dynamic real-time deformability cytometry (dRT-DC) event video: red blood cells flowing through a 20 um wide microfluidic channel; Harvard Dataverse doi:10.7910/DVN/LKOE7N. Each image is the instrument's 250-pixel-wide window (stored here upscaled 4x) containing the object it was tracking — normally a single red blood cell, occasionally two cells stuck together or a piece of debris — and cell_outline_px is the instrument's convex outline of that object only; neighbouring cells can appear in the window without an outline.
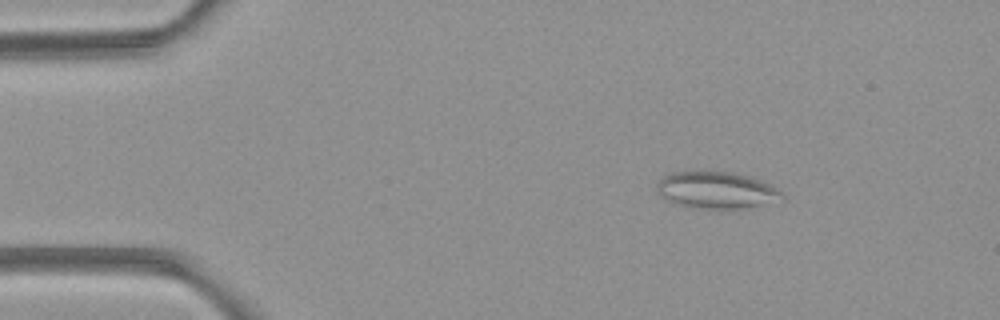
{"species": "common noctule bat (a hibernating species)", "species_latin": "Nyctalus noctula", "temperature_condition": "room temperature", "stored_images_in_passage": 4, "camera_frame_rate_fps": 3000, "um_per_image_px": 0.085, "animal": {"sex": "female", "body_mass_g": 21.9}, "frame": {"image": 1, "passage_image": 3, "time_ms": 2.333, "image_size_px": [1000, 320], "cell_outline_px": [[784, 200], [744, 208], [720, 212], [688, 208], [676, 204], [664, 196], [656, 188], [656, 184], [664, 176], [672, 172], [732, 172], [748, 176], [768, 184], [776, 188], [784, 196]], "centroid_in_image_um": [60.91, 16.22], "position_along_channel_um": 24.1, "area_um2": 27.22}}